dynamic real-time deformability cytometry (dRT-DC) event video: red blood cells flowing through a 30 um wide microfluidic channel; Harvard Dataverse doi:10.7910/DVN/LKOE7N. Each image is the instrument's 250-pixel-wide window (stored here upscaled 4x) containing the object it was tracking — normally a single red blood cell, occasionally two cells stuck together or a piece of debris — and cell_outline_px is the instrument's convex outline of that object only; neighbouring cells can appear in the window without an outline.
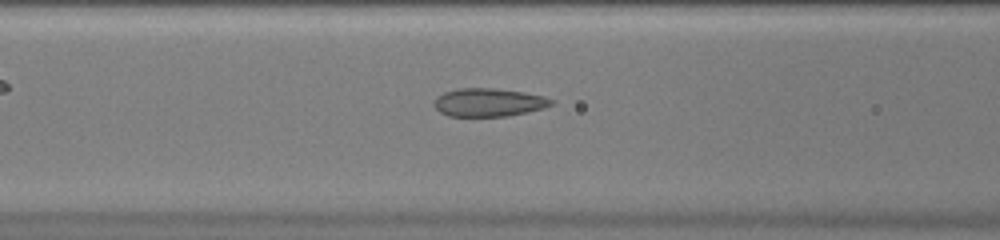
{"species": "common noctule bat (a hibernating species)", "species_latin": "Nyctalus noctula", "temperature_condition": "warm", "stored_images_in_passage": 51, "camera_frame_rate_fps": 3000, "um_per_image_px": 0.085, "animal": {"sex": "female", "body_mass_g": 20.0, "forearm_length_mm": 54.0}, "frame": {"image": 1, "passage_image": 22, "time_ms": 7.0, "image_size_px": [1000, 240], "cell_outline_px": [[556, 100], [552, 104], [544, 108], [508, 116], [448, 116], [440, 112], [432, 104], [444, 92], [460, 88], [492, 88], [524, 92], [544, 96]], "centroid_in_image_um": [41.57, 8.7], "position_along_channel_um": 125.0, "area_um2": 19.19}}
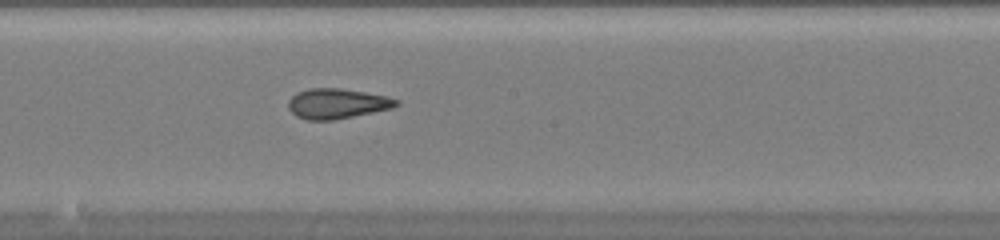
{"frame": {"image": 2, "passage_image": 29, "time_ms": 9.333, "image_size_px": [1000, 240], "cell_outline_px": [[400, 104], [392, 108], [332, 120], [308, 120], [296, 116], [288, 108], [288, 100], [296, 92], [308, 88], [340, 88], [388, 96], [400, 100]], "centroid_in_image_um": [28.64, 8.79], "position_along_channel_um": 219.6, "area_um2": 18.96}}
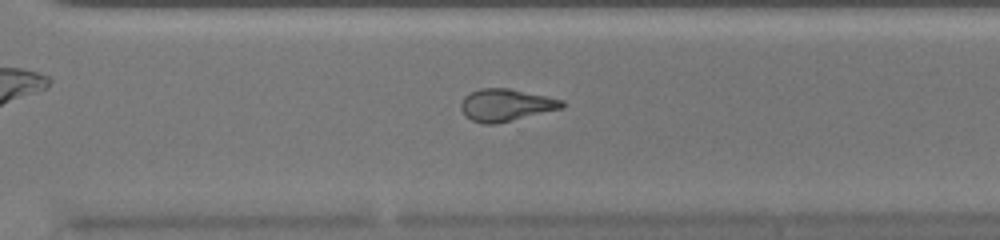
{"frame": {"image": 3, "passage_image": 37, "time_ms": 12.0, "image_size_px": [1000, 240], "cell_outline_px": [[564, 108], [496, 124], [484, 124], [472, 120], [464, 116], [460, 108], [460, 104], [464, 96], [480, 88], [508, 88], [564, 100]], "centroid_in_image_um": [42.98, 8.94], "position_along_channel_um": 327.6, "area_um2": 19.02}, "authors_computed_cell_mechanics": {"area_um2": 20.7502, "velocity_mm_per_s": 4.0541, "shape_relaxation_time_tau1_ms": null, "shape_relaxation_time_tau2_ms": 1.3716, "deformation_change_tau1": null, "deformation_change_tau2": 0.0757}}